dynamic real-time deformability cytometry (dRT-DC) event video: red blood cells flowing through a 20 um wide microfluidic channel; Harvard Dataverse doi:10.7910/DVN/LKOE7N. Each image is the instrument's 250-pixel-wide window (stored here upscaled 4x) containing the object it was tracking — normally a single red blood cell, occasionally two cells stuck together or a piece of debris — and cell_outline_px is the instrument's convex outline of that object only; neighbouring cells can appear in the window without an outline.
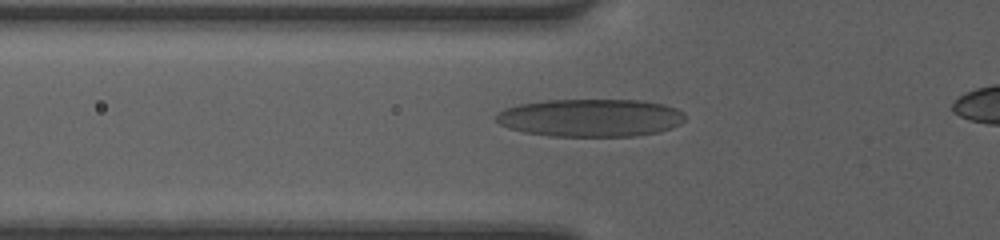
{"species": "human", "species_latin": "Homo sapiens", "temperature_condition": "room temperature", "stored_images_in_passage": 29, "camera_frame_rate_fps": 3000, "um_per_image_px": 0.085, "donor": {"sex": "female"}, "frame": {"image": 1, "passage_image": 2, "time_ms": 0.333, "image_size_px": [1000, 240], "cell_outline_px": [[684, 120], [680, 124], [672, 128], [660, 132], [636, 136], [548, 136], [524, 132], [508, 128], [500, 124], [496, 120], [496, 116], [504, 108], [520, 104], [544, 100], [640, 100], [664, 104], [676, 108], [684, 112]], "centroid_in_image_um": [50.22, 10.01], "position_along_channel_um": 75.6, "area_um2": 41.85}}
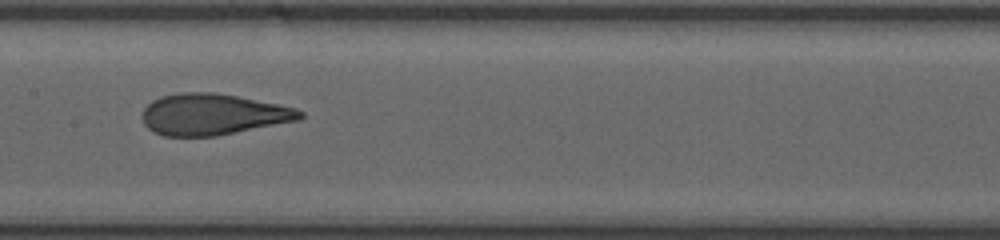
{"frame": {"image": 2, "passage_image": 10, "time_ms": 3.0, "image_size_px": [1000, 240], "cell_outline_px": [[304, 116], [300, 120], [216, 136], [164, 136], [152, 132], [144, 124], [140, 116], [144, 108], [152, 100], [160, 96], [180, 92], [212, 92], [236, 96], [276, 104], [292, 108], [304, 112]], "centroid_in_image_um": [18.03, 9.73], "position_along_channel_um": 189.4, "area_um2": 37.92}}
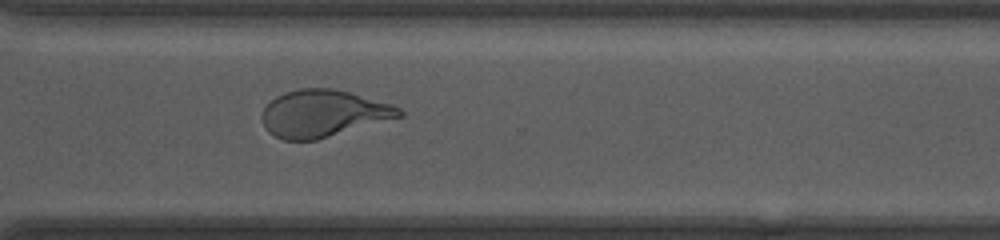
{"frame": {"image": 3, "passage_image": 21, "time_ms": 6.667, "image_size_px": [1000, 240], "cell_outline_px": [[404, 116], [316, 140], [284, 140], [268, 132], [260, 116], [264, 108], [276, 96], [284, 92], [300, 88], [332, 88], [348, 92], [388, 104], [400, 108], [404, 112]], "centroid_in_image_um": [27.44, 9.65], "position_along_channel_um": 343.2, "area_um2": 37.28}, "authors_computed_cell_mechanics": {"area_um2": 37.9746, "velocity_mm_per_s": 4.2174, "shape_relaxation_time_tau1_ms": 8.1042, "shape_relaxation_time_tau2_ms": 0.7217, "deformation_change_tau1": 0.2813, "deformation_change_tau2": 0.0808}}